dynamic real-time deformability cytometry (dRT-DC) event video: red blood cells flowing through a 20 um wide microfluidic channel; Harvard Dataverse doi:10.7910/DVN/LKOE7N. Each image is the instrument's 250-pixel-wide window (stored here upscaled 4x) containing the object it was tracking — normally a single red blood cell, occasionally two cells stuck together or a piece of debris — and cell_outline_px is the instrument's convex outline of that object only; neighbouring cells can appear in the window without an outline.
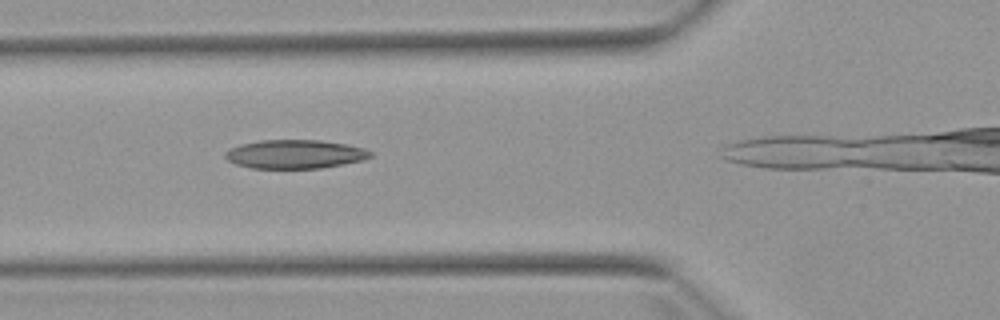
{"species": "Egyptian fruit bat (a non-hibernating species)", "species_latin": "Rousettus aegyptiacus", "temperature_condition": "warm", "stored_images_in_passage": 6, "camera_frame_rate_fps": 3000, "um_per_image_px": 0.085, "animal": {"sex": "female"}, "frame": {"image": 1, "passage_image": 2, "time_ms": 1.0, "image_size_px": [1000, 320], "cell_outline_px": [[372, 156], [364, 160], [344, 164], [320, 168], [248, 168], [236, 164], [228, 160], [224, 156], [224, 152], [228, 148], [240, 144], [260, 140], [320, 140], [348, 144], [364, 148], [372, 152]], "centroid_in_image_um": [25.06, 13.1], "position_along_channel_um": 100.7, "area_um2": 24.57}}
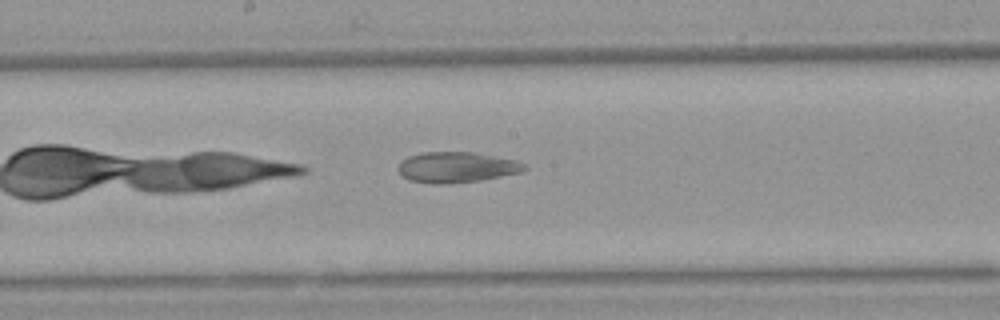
{"frame": {"image": 2, "passage_image": 6, "time_ms": 7.667, "image_size_px": [1000, 320], "cell_outline_px": [[528, 168], [524, 172], [480, 180], [448, 184], [428, 184], [408, 180], [396, 168], [408, 156], [424, 152], [472, 152], [516, 160], [524, 164]], "centroid_in_image_um": [38.82, 14.23], "position_along_channel_um": 209.4, "area_um2": 22.6}}